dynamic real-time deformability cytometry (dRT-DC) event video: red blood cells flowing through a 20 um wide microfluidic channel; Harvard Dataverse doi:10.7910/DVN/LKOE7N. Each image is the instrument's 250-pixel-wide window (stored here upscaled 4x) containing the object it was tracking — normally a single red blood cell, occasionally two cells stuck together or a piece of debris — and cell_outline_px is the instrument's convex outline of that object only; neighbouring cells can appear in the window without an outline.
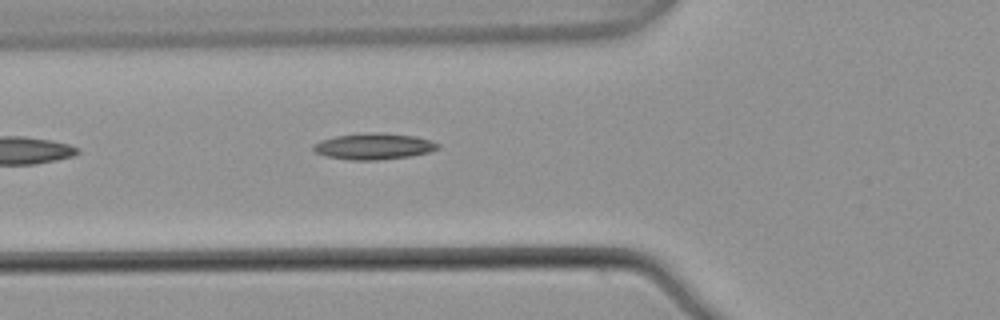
{"species": "common noctule bat (a hibernating species)", "species_latin": "Nyctalus noctula", "temperature_condition": "warm", "stored_images_in_passage": 8, "camera_frame_rate_fps": 3000, "um_per_image_px": 0.085, "animal": {"sex": "male", "body_mass_g": 21.5, "forearm_length_mm": 52.0}, "frame": {"image": 1, "passage_image": 8, "time_ms": 2.333, "image_size_px": [1000, 320], "cell_outline_px": [[440, 148], [428, 152], [408, 156], [376, 160], [352, 160], [328, 156], [316, 152], [312, 148], [312, 144], [320, 140], [336, 136], [364, 132], [380, 132], [412, 136], [432, 140], [440, 144]], "centroid_in_image_um": [31.76, 12.42], "position_along_channel_um": 94.0, "area_um2": 18.96}}